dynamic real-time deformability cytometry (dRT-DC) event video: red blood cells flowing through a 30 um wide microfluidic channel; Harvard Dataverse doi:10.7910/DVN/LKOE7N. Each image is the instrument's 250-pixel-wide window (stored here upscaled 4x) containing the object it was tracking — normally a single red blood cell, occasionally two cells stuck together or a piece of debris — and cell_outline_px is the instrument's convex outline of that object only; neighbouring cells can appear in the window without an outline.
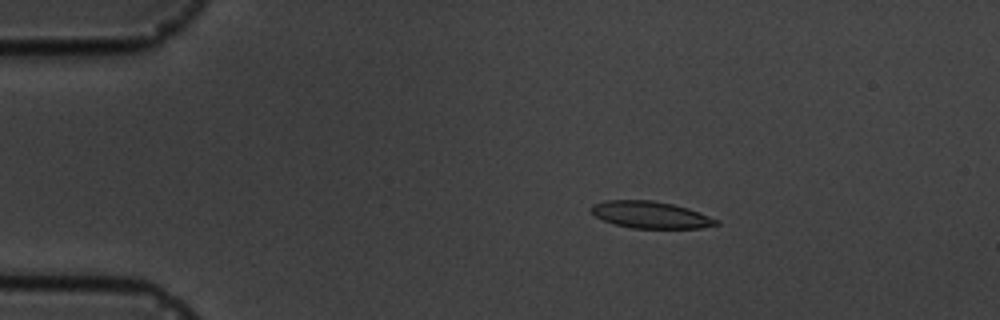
{"species": "common noctule bat (a hibernating species)", "species_latin": "Nyctalus noctula", "temperature_condition": "cold", "stored_images_in_passage": 8, "camera_frame_rate_fps": 3000, "um_per_image_px": 0.085, "animal": {"sex": "male", "body_mass_g": 19.5, "forearm_length_mm": 54.6}, "frame": {"image": 1, "passage_image": 3, "time_ms": 3.0, "image_size_px": [1000, 320], "cell_outline_px": [[720, 224], [700, 228], [632, 228], [616, 224], [604, 220], [596, 216], [592, 212], [592, 204], [604, 200], [652, 200], [672, 204], [688, 208], [720, 220]], "centroid_in_image_um": [55.33, 18.25], "position_along_channel_um": 29.7, "area_um2": 19.48}}
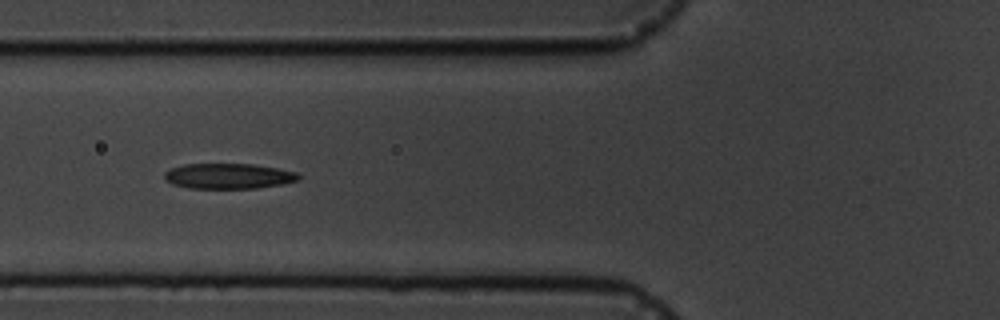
{"frame": {"image": 2, "passage_image": 6, "time_ms": 6.667, "image_size_px": [1000, 320], "cell_outline_px": [[300, 180], [280, 184], [256, 188], [188, 188], [172, 184], [164, 180], [164, 172], [172, 168], [184, 164], [252, 164], [276, 168], [296, 172], [300, 176]], "centroid_in_image_um": [19.39, 14.97], "position_along_channel_um": 106.4, "area_um2": 19.77}}
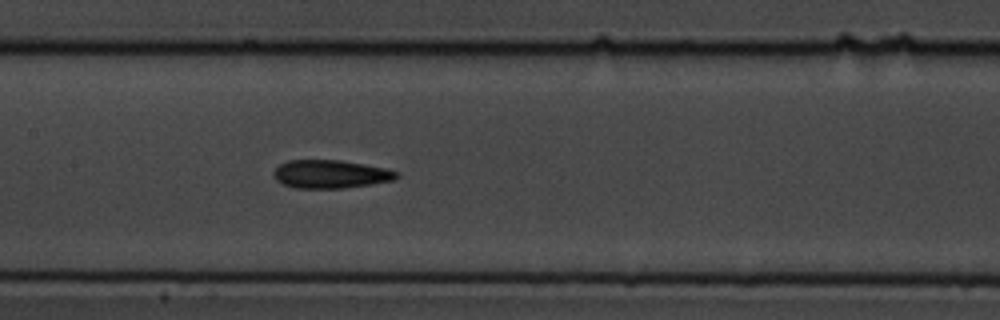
{"frame": {"image": 3, "passage_image": 8, "time_ms": 8.667, "image_size_px": [1000, 320], "cell_outline_px": [[400, 176], [396, 180], [372, 184], [344, 188], [296, 188], [284, 184], [276, 180], [272, 176], [272, 172], [280, 164], [288, 160], [340, 160], [364, 164], [384, 168], [400, 172]], "centroid_in_image_um": [28.12, 14.8], "position_along_channel_um": 179.3, "area_um2": 20.4}}